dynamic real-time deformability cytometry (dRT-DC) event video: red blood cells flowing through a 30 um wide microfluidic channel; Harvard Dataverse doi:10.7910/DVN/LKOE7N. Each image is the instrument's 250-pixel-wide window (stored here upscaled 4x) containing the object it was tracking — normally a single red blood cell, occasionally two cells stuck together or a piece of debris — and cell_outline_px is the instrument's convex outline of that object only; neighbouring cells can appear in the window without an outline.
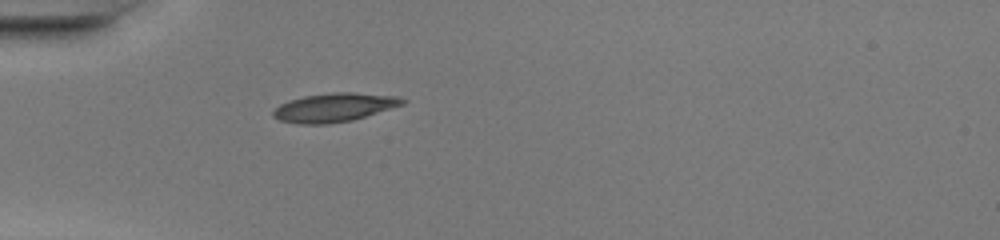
{"species": "common noctule bat (a hibernating species)", "species_latin": "Nyctalus noctula", "temperature_condition": "warm", "stored_images_in_passage": 34, "camera_frame_rate_fps": 3000, "um_per_image_px": 0.085, "animal": {"sex": "female", "body_mass_g": 20.0, "forearm_length_mm": 54.0}, "frame": {"image": 1, "passage_image": 1, "time_ms": 0.0, "image_size_px": [1000, 240], "cell_outline_px": [[408, 100], [404, 104], [352, 120], [328, 124], [300, 124], [280, 120], [272, 116], [272, 112], [280, 104], [288, 100], [304, 96], [332, 92], [352, 92], [400, 96]], "centroid_in_image_um": [28.42, 9.12], "position_along_channel_um": 56.6, "area_um2": 21.68}}
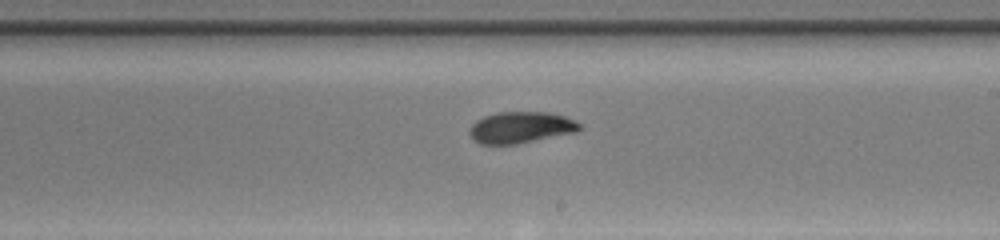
{"frame": {"image": 2, "passage_image": 15, "time_ms": 4.667, "image_size_px": [1000, 240], "cell_outline_px": [[584, 128], [576, 132], [516, 144], [480, 144], [472, 140], [468, 132], [472, 124], [476, 120], [484, 116], [496, 112], [548, 112], [564, 116], [580, 124]], "centroid_in_image_um": [44.23, 10.83], "position_along_channel_um": 244.8, "area_um2": 20.23}}
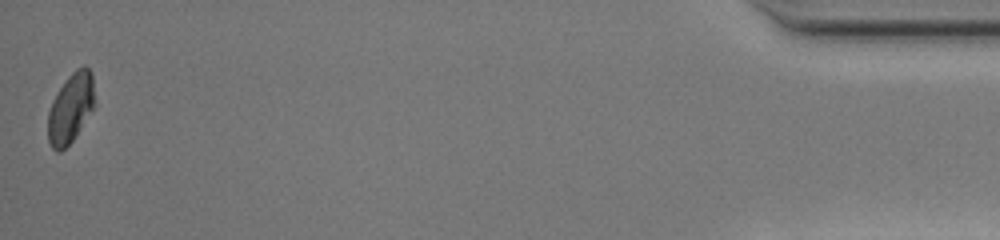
{"frame": {"image": 3, "passage_image": 34, "time_ms": 11.0, "image_size_px": [1000, 240], "cell_outline_px": [[92, 108], [72, 140], [60, 152], [56, 152], [52, 148], [48, 140], [48, 112], [52, 100], [56, 92], [68, 76], [76, 68], [84, 64], [92, 72]], "centroid_in_image_um": [5.94, 9.17], "position_along_channel_um": 429.3, "area_um2": 18.44}, "authors_computed_cell_mechanics": {"area_um2": 20.23, "velocity_mm_per_s": 4.2651, "shape_relaxation_time_tau1_ms": 8.0166, "shape_relaxation_time_tau2_ms": 1.5986, "deformation_change_tau1": 0.2309, "deformation_change_tau2": 0.0459}}